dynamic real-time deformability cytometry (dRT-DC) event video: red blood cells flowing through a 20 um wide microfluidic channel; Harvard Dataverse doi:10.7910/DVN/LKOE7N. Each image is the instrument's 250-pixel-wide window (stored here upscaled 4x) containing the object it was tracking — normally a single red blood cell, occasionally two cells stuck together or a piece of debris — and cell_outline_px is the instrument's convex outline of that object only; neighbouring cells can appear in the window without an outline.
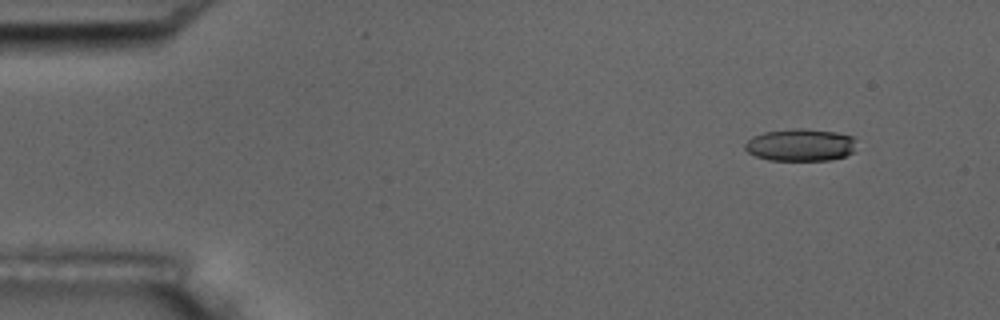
{"species": "common noctule bat (a hibernating species)", "species_latin": "Nyctalus noctula", "temperature_condition": "room temperature", "stored_images_in_passage": 6, "segment_of_instrument_passage": [1, 2], "camera_frame_rate_fps": 3000, "um_per_image_px": 0.085, "animal": {"sex": "male", "body_mass_g": 17.5, "forearm_length_mm": 52.3}, "frame": {"image": 1, "passage_image": 2, "time_ms": 1.333, "image_size_px": [1000, 320], "cell_outline_px": [[856, 140], [852, 152], [844, 156], [832, 160], [768, 160], [756, 156], [748, 152], [744, 148], [744, 144], [752, 136], [764, 132], [792, 128], [804, 128], [836, 132], [852, 136]], "centroid_in_image_um": [68.02, 12.31], "position_along_channel_um": 17.0, "area_um2": 21.1}}
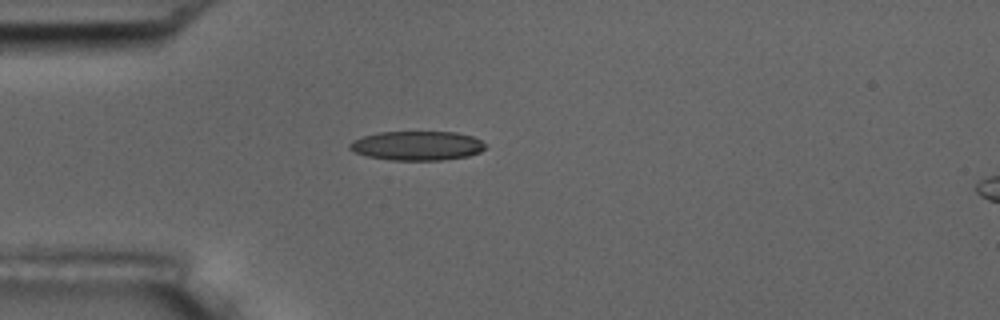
{"frame": {"image": 2, "passage_image": 5, "time_ms": 4.667, "image_size_px": [1000, 320], "cell_outline_px": [[488, 144], [480, 152], [468, 156], [440, 160], [392, 160], [368, 156], [356, 152], [348, 148], [348, 144], [352, 140], [360, 136], [380, 132], [456, 132], [472, 136]], "centroid_in_image_um": [35.44, 12.38], "position_along_channel_um": 49.6, "area_um2": 23.18}}